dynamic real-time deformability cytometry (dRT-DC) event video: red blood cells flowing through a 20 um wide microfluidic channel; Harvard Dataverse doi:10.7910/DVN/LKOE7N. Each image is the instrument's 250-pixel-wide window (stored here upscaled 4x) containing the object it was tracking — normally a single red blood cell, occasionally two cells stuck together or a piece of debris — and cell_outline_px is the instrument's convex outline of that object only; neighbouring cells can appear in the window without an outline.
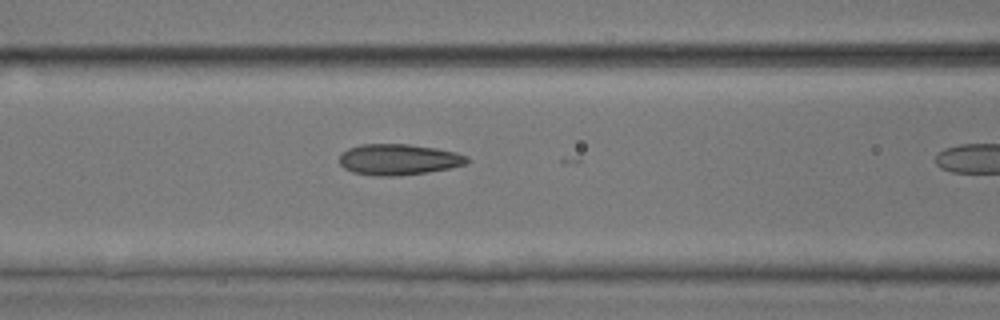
{"species": "common noctule bat (a hibernating species)", "species_latin": "Nyctalus noctula", "temperature_condition": "room temperature", "stored_images_in_passage": 4, "camera_frame_rate_fps": 3000, "um_per_image_px": 0.085, "animal": {"sex": "male", "body_mass_g": 17.9, "forearm_length_mm": 54.2}, "frame": {"image": 1, "passage_image": 3, "time_ms": 0.667, "image_size_px": [1000, 320], "cell_outline_px": [[468, 160], [464, 164], [448, 168], [428, 172], [400, 176], [376, 176], [352, 172], [344, 168], [340, 164], [340, 156], [348, 148], [360, 144], [408, 144], [436, 148], [456, 152], [468, 156]], "centroid_in_image_um": [33.86, 13.56], "position_along_channel_um": 132.7, "area_um2": 23.0}}